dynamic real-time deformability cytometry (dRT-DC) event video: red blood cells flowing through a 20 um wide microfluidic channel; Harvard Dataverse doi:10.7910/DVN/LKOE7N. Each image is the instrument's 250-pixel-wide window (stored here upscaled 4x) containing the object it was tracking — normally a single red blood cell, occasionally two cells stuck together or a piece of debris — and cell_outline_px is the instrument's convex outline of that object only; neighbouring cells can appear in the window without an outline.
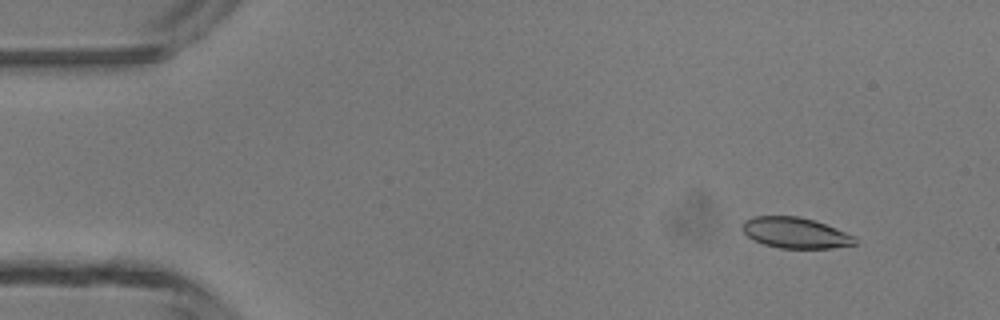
{"species": "common noctule bat (a hibernating species)", "species_latin": "Nyctalus noctula", "temperature_condition": "room temperature", "stored_images_in_passage": 6, "camera_frame_rate_fps": 3000, "um_per_image_px": 0.085, "animal": {"sex": "male", "body_mass_g": 13.3}, "frame": {"image": 1, "passage_image": 2, "time_ms": 1.333, "image_size_px": [1000, 320], "cell_outline_px": [[856, 244], [832, 248], [780, 248], [764, 244], [748, 236], [740, 228], [740, 224], [744, 220], [752, 216], [800, 216], [836, 228], [856, 236]], "centroid_in_image_um": [67.59, 19.78], "position_along_channel_um": 17.4, "area_um2": 20.23}}
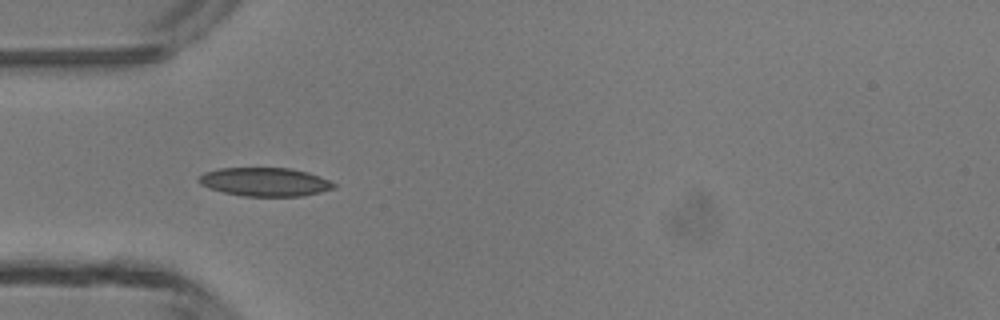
{"frame": {"image": 2, "passage_image": 5, "time_ms": 4.667, "image_size_px": [1000, 320], "cell_outline_px": [[336, 188], [320, 192], [300, 196], [244, 196], [224, 192], [208, 188], [200, 184], [196, 180], [204, 172], [220, 168], [292, 168], [308, 172], [320, 176], [336, 184]], "centroid_in_image_um": [22.51, 15.46], "position_along_channel_um": 62.5, "area_um2": 22.54}}
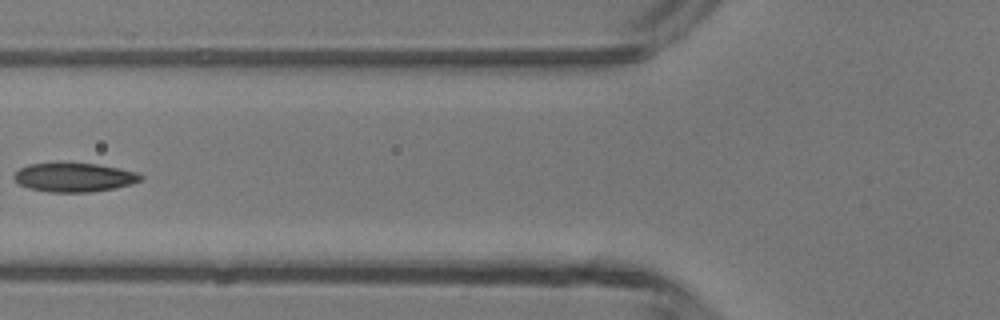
{"frame": {"image": 3, "passage_image": 6, "time_ms": 6.0, "image_size_px": [1000, 320], "cell_outline_px": [[144, 176], [140, 180], [132, 184], [112, 188], [88, 192], [48, 192], [28, 188], [20, 184], [12, 176], [20, 168], [28, 164], [64, 160], [96, 164], [120, 168], [140, 172]], "centroid_in_image_um": [6.29, 15.02], "position_along_channel_um": 119.5, "area_um2": 22.08}}